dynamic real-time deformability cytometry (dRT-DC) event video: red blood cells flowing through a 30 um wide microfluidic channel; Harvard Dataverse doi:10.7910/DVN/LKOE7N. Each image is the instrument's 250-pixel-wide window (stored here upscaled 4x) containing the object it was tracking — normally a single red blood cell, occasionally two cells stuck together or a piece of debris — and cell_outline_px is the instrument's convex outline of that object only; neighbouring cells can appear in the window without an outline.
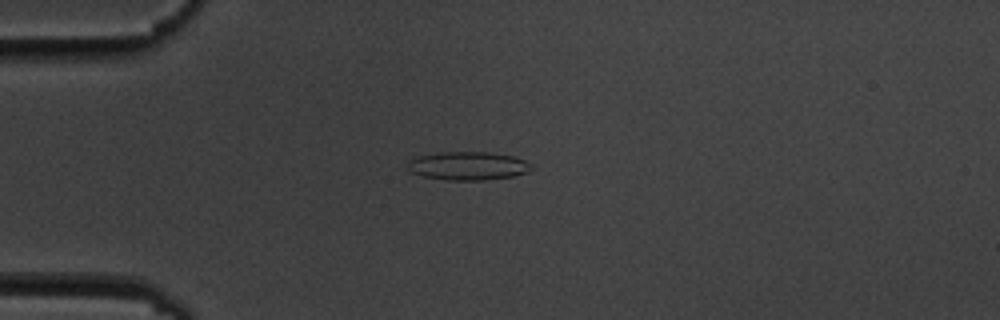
{"species": "common noctule bat (a hibernating species)", "species_latin": "Nyctalus noctula", "temperature_condition": "cold", "stored_images_in_passage": 15, "camera_frame_rate_fps": 3000, "um_per_image_px": 0.085, "animal": {"sex": "male", "body_mass_g": 19.5, "forearm_length_mm": 54.6}, "frame": {"image": 1, "passage_image": 4, "time_ms": 4.333, "image_size_px": [1000, 320], "cell_outline_px": [[532, 164], [528, 172], [512, 176], [488, 180], [444, 180], [424, 176], [412, 172], [408, 168], [408, 160], [420, 156], [440, 152], [492, 152], [512, 156], [524, 160]], "centroid_in_image_um": [39.79, 14.1], "position_along_channel_um": 45.2, "area_um2": 20.4}}
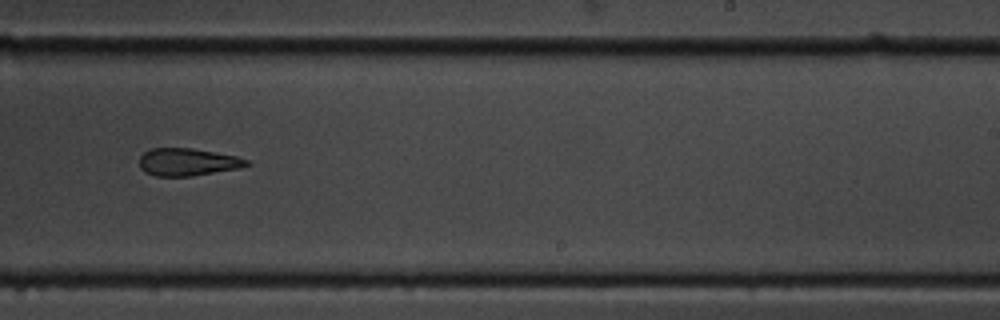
{"frame": {"image": 2, "passage_image": 10, "time_ms": 11.333, "image_size_px": [1000, 320], "cell_outline_px": [[252, 164], [240, 168], [192, 176], [156, 176], [144, 172], [140, 168], [140, 156], [144, 152], [152, 148], [192, 148], [236, 156], [248, 160]], "centroid_in_image_um": [15.95, 13.77], "position_along_channel_um": 273.1, "area_um2": 17.22}}
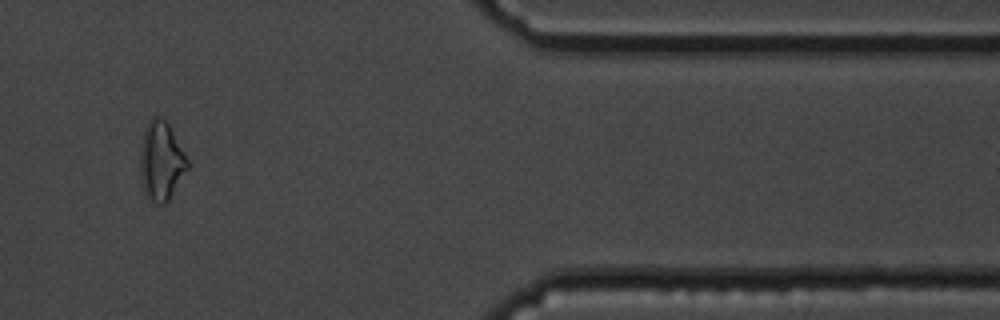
{"frame": {"image": 3, "passage_image": 13, "time_ms": 15.667, "image_size_px": [1000, 320], "cell_outline_px": [[188, 168], [168, 200], [164, 204], [156, 204], [144, 192], [140, 176], [140, 148], [144, 128], [148, 120], [152, 116], [156, 116], [164, 120], [168, 124], [188, 160]], "centroid_in_image_um": [13.67, 13.67], "position_along_channel_um": 397.7, "area_um2": 21.5}, "authors_computed_cell_mechanics": {"area_um2": 20.23, "velocity_mm_per_s": 3.5567, "shape_relaxation_time_tau1_ms": null, "shape_relaxation_time_tau2_ms": 4.8724, "deformation_change_tau1": null, "deformation_change_tau2": 0.138}}